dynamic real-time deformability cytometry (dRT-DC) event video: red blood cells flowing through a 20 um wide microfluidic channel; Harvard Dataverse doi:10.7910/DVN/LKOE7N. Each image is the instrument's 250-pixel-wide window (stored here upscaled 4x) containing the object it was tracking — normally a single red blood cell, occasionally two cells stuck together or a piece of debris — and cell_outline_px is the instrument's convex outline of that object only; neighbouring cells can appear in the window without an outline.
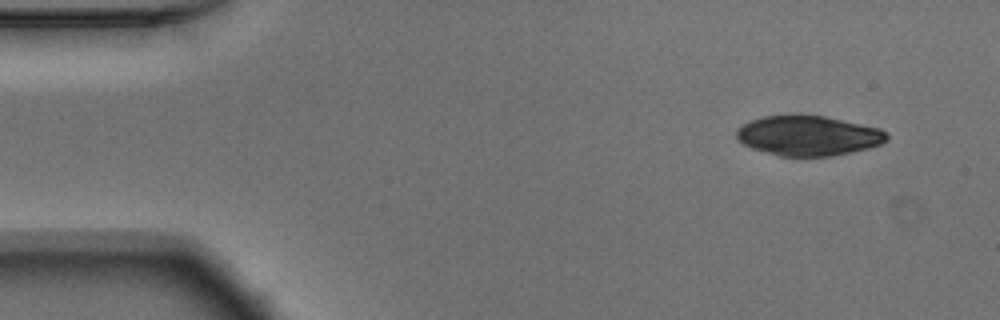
{"species": "Egyptian fruit bat (a non-hibernating species)", "species_latin": "Rousettus aegyptiacus", "temperature_condition": "warm", "stored_images_in_passage": 49, "camera_frame_rate_fps": 3000, "um_per_image_px": 0.085, "animal": {"sex": "male"}, "frame": {"image": 1, "passage_image": 1, "time_ms": 0.0, "image_size_px": [1000, 320], "cell_outline_px": [[888, 140], [880, 144], [868, 148], [832, 156], [780, 156], [752, 148], [744, 144], [736, 136], [736, 128], [752, 120], [764, 116], [792, 112], [796, 112], [824, 116], [880, 128], [888, 132]], "centroid_in_image_um": [68.7, 11.49], "position_along_channel_um": 16.3, "area_um2": 35.49}}